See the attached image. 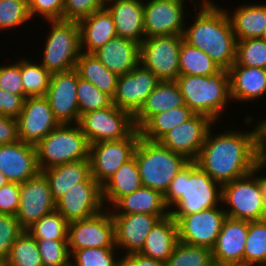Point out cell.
Wrapping results in <instances>:
<instances>
[{"instance_id":"6da1fadb","label":"cell","mask_w":266,"mask_h":266,"mask_svg":"<svg viewBox=\"0 0 266 266\" xmlns=\"http://www.w3.org/2000/svg\"><path fill=\"white\" fill-rule=\"evenodd\" d=\"M244 122L250 127L254 124L253 129L244 131L230 127L216 134L217 127H211L195 160L221 186L259 167V123L252 115L244 116Z\"/></svg>"},{"instance_id":"7a4b0ae2","label":"cell","mask_w":266,"mask_h":266,"mask_svg":"<svg viewBox=\"0 0 266 266\" xmlns=\"http://www.w3.org/2000/svg\"><path fill=\"white\" fill-rule=\"evenodd\" d=\"M193 9L195 16L188 14L193 21L186 22L184 40L207 53L221 69L228 70L236 60L237 40L226 9L214 0Z\"/></svg>"},{"instance_id":"3957f363","label":"cell","mask_w":266,"mask_h":266,"mask_svg":"<svg viewBox=\"0 0 266 266\" xmlns=\"http://www.w3.org/2000/svg\"><path fill=\"white\" fill-rule=\"evenodd\" d=\"M222 186L195 161H190L172 179L164 194L170 215H188L221 205Z\"/></svg>"},{"instance_id":"277c9868","label":"cell","mask_w":266,"mask_h":266,"mask_svg":"<svg viewBox=\"0 0 266 266\" xmlns=\"http://www.w3.org/2000/svg\"><path fill=\"white\" fill-rule=\"evenodd\" d=\"M175 81L185 105L195 114L220 122L231 103L228 70L220 69L209 76L180 75Z\"/></svg>"},{"instance_id":"5b68a950","label":"cell","mask_w":266,"mask_h":266,"mask_svg":"<svg viewBox=\"0 0 266 266\" xmlns=\"http://www.w3.org/2000/svg\"><path fill=\"white\" fill-rule=\"evenodd\" d=\"M262 173L257 167L222 185L221 204L227 217L249 222L266 219V175Z\"/></svg>"},{"instance_id":"8992f818","label":"cell","mask_w":266,"mask_h":266,"mask_svg":"<svg viewBox=\"0 0 266 266\" xmlns=\"http://www.w3.org/2000/svg\"><path fill=\"white\" fill-rule=\"evenodd\" d=\"M144 187L166 193L172 179L190 161L163 146L159 141L140 137L134 151Z\"/></svg>"},{"instance_id":"52a82bcc","label":"cell","mask_w":266,"mask_h":266,"mask_svg":"<svg viewBox=\"0 0 266 266\" xmlns=\"http://www.w3.org/2000/svg\"><path fill=\"white\" fill-rule=\"evenodd\" d=\"M50 25L41 59L38 61L51 74L76 68L81 53L80 28L77 21L46 20Z\"/></svg>"},{"instance_id":"ba28073f","label":"cell","mask_w":266,"mask_h":266,"mask_svg":"<svg viewBox=\"0 0 266 266\" xmlns=\"http://www.w3.org/2000/svg\"><path fill=\"white\" fill-rule=\"evenodd\" d=\"M35 147L40 171L89 159L90 143L78 124H60Z\"/></svg>"},{"instance_id":"9c48e42d","label":"cell","mask_w":266,"mask_h":266,"mask_svg":"<svg viewBox=\"0 0 266 266\" xmlns=\"http://www.w3.org/2000/svg\"><path fill=\"white\" fill-rule=\"evenodd\" d=\"M78 125L90 144L122 140L136 129L133 116L114 104L82 114Z\"/></svg>"},{"instance_id":"30bf717a","label":"cell","mask_w":266,"mask_h":266,"mask_svg":"<svg viewBox=\"0 0 266 266\" xmlns=\"http://www.w3.org/2000/svg\"><path fill=\"white\" fill-rule=\"evenodd\" d=\"M183 35L145 38L140 44L139 63L161 81H175L180 76L179 53Z\"/></svg>"},{"instance_id":"8fae6325","label":"cell","mask_w":266,"mask_h":266,"mask_svg":"<svg viewBox=\"0 0 266 266\" xmlns=\"http://www.w3.org/2000/svg\"><path fill=\"white\" fill-rule=\"evenodd\" d=\"M188 2V3H187ZM188 0H143L145 38L163 35H183L187 17ZM186 13V14H185Z\"/></svg>"},{"instance_id":"7c38bea8","label":"cell","mask_w":266,"mask_h":266,"mask_svg":"<svg viewBox=\"0 0 266 266\" xmlns=\"http://www.w3.org/2000/svg\"><path fill=\"white\" fill-rule=\"evenodd\" d=\"M177 224L179 241L212 249L224 219L227 217L222 204L188 215H170Z\"/></svg>"},{"instance_id":"4fadbf2b","label":"cell","mask_w":266,"mask_h":266,"mask_svg":"<svg viewBox=\"0 0 266 266\" xmlns=\"http://www.w3.org/2000/svg\"><path fill=\"white\" fill-rule=\"evenodd\" d=\"M140 137V131L135 129L122 140L90 144L91 176L102 186L125 162L133 157Z\"/></svg>"},{"instance_id":"5bb4252c","label":"cell","mask_w":266,"mask_h":266,"mask_svg":"<svg viewBox=\"0 0 266 266\" xmlns=\"http://www.w3.org/2000/svg\"><path fill=\"white\" fill-rule=\"evenodd\" d=\"M67 241L70 255L83 248H117L111 211L105 208L91 217L68 223Z\"/></svg>"},{"instance_id":"9a60e30c","label":"cell","mask_w":266,"mask_h":266,"mask_svg":"<svg viewBox=\"0 0 266 266\" xmlns=\"http://www.w3.org/2000/svg\"><path fill=\"white\" fill-rule=\"evenodd\" d=\"M55 209L68 223L91 217L105 209L102 186L90 175L67 191Z\"/></svg>"},{"instance_id":"2e32d148","label":"cell","mask_w":266,"mask_h":266,"mask_svg":"<svg viewBox=\"0 0 266 266\" xmlns=\"http://www.w3.org/2000/svg\"><path fill=\"white\" fill-rule=\"evenodd\" d=\"M217 124L210 117L195 114L188 121L168 131L159 142L171 151L195 161L202 149L208 131Z\"/></svg>"},{"instance_id":"e0dca14e","label":"cell","mask_w":266,"mask_h":266,"mask_svg":"<svg viewBox=\"0 0 266 266\" xmlns=\"http://www.w3.org/2000/svg\"><path fill=\"white\" fill-rule=\"evenodd\" d=\"M17 124L19 139L34 146L60 125L46 96L27 97Z\"/></svg>"},{"instance_id":"ac0fdd59","label":"cell","mask_w":266,"mask_h":266,"mask_svg":"<svg viewBox=\"0 0 266 266\" xmlns=\"http://www.w3.org/2000/svg\"><path fill=\"white\" fill-rule=\"evenodd\" d=\"M78 76L76 69L51 74L46 97L59 124H78L80 118L77 101Z\"/></svg>"},{"instance_id":"d6986e66","label":"cell","mask_w":266,"mask_h":266,"mask_svg":"<svg viewBox=\"0 0 266 266\" xmlns=\"http://www.w3.org/2000/svg\"><path fill=\"white\" fill-rule=\"evenodd\" d=\"M55 208L49 182L42 172L20 183V205L16 217L24 230Z\"/></svg>"},{"instance_id":"ffe728a7","label":"cell","mask_w":266,"mask_h":266,"mask_svg":"<svg viewBox=\"0 0 266 266\" xmlns=\"http://www.w3.org/2000/svg\"><path fill=\"white\" fill-rule=\"evenodd\" d=\"M160 81L139 63L131 72L119 76L112 103L134 116Z\"/></svg>"},{"instance_id":"44dd1931","label":"cell","mask_w":266,"mask_h":266,"mask_svg":"<svg viewBox=\"0 0 266 266\" xmlns=\"http://www.w3.org/2000/svg\"><path fill=\"white\" fill-rule=\"evenodd\" d=\"M169 215L152 214H112L114 222L115 246L121 256L139 253L153 226Z\"/></svg>"},{"instance_id":"7402d4cb","label":"cell","mask_w":266,"mask_h":266,"mask_svg":"<svg viewBox=\"0 0 266 266\" xmlns=\"http://www.w3.org/2000/svg\"><path fill=\"white\" fill-rule=\"evenodd\" d=\"M248 221L226 217L211 249L214 264L244 266Z\"/></svg>"},{"instance_id":"603a6c76","label":"cell","mask_w":266,"mask_h":266,"mask_svg":"<svg viewBox=\"0 0 266 266\" xmlns=\"http://www.w3.org/2000/svg\"><path fill=\"white\" fill-rule=\"evenodd\" d=\"M0 172L9 182L24 183L41 171L37 163L36 147L21 140L0 145Z\"/></svg>"},{"instance_id":"cb8c5ba5","label":"cell","mask_w":266,"mask_h":266,"mask_svg":"<svg viewBox=\"0 0 266 266\" xmlns=\"http://www.w3.org/2000/svg\"><path fill=\"white\" fill-rule=\"evenodd\" d=\"M105 8L113 17L117 36L139 44L143 42V0H106Z\"/></svg>"},{"instance_id":"d4e9b609","label":"cell","mask_w":266,"mask_h":266,"mask_svg":"<svg viewBox=\"0 0 266 266\" xmlns=\"http://www.w3.org/2000/svg\"><path fill=\"white\" fill-rule=\"evenodd\" d=\"M228 74L231 102L252 104L266 97V69L232 65Z\"/></svg>"},{"instance_id":"484cf974","label":"cell","mask_w":266,"mask_h":266,"mask_svg":"<svg viewBox=\"0 0 266 266\" xmlns=\"http://www.w3.org/2000/svg\"><path fill=\"white\" fill-rule=\"evenodd\" d=\"M101 63L118 76L131 72L140 58V44L116 36L93 53Z\"/></svg>"},{"instance_id":"4316f807","label":"cell","mask_w":266,"mask_h":266,"mask_svg":"<svg viewBox=\"0 0 266 266\" xmlns=\"http://www.w3.org/2000/svg\"><path fill=\"white\" fill-rule=\"evenodd\" d=\"M81 52L93 54L116 37V28L110 12L103 8L78 21Z\"/></svg>"},{"instance_id":"83f0119b","label":"cell","mask_w":266,"mask_h":266,"mask_svg":"<svg viewBox=\"0 0 266 266\" xmlns=\"http://www.w3.org/2000/svg\"><path fill=\"white\" fill-rule=\"evenodd\" d=\"M184 105V99L176 81H160L133 116L135 128L139 130L156 114Z\"/></svg>"},{"instance_id":"f1b7e54d","label":"cell","mask_w":266,"mask_h":266,"mask_svg":"<svg viewBox=\"0 0 266 266\" xmlns=\"http://www.w3.org/2000/svg\"><path fill=\"white\" fill-rule=\"evenodd\" d=\"M109 210L111 214L170 215L169 208L164 201V195L144 186L119 198Z\"/></svg>"},{"instance_id":"f546056e","label":"cell","mask_w":266,"mask_h":266,"mask_svg":"<svg viewBox=\"0 0 266 266\" xmlns=\"http://www.w3.org/2000/svg\"><path fill=\"white\" fill-rule=\"evenodd\" d=\"M233 11L226 9L236 40L262 38L266 31V3H242Z\"/></svg>"},{"instance_id":"4dcf8cb0","label":"cell","mask_w":266,"mask_h":266,"mask_svg":"<svg viewBox=\"0 0 266 266\" xmlns=\"http://www.w3.org/2000/svg\"><path fill=\"white\" fill-rule=\"evenodd\" d=\"M47 178L52 197L57 202L75 184L84 182L90 175L89 159L68 162L41 171Z\"/></svg>"},{"instance_id":"1f68e13d","label":"cell","mask_w":266,"mask_h":266,"mask_svg":"<svg viewBox=\"0 0 266 266\" xmlns=\"http://www.w3.org/2000/svg\"><path fill=\"white\" fill-rule=\"evenodd\" d=\"M179 242L176 221L169 215L160 219L148 234L140 254L166 262Z\"/></svg>"},{"instance_id":"d6a6232c","label":"cell","mask_w":266,"mask_h":266,"mask_svg":"<svg viewBox=\"0 0 266 266\" xmlns=\"http://www.w3.org/2000/svg\"><path fill=\"white\" fill-rule=\"evenodd\" d=\"M142 186L139 168L133 156L102 185L105 208L109 209L119 198L136 191Z\"/></svg>"},{"instance_id":"836d02e7","label":"cell","mask_w":266,"mask_h":266,"mask_svg":"<svg viewBox=\"0 0 266 266\" xmlns=\"http://www.w3.org/2000/svg\"><path fill=\"white\" fill-rule=\"evenodd\" d=\"M75 69L80 78L89 81L111 98L114 97L119 76L110 71L94 54L81 52Z\"/></svg>"},{"instance_id":"e575fe53","label":"cell","mask_w":266,"mask_h":266,"mask_svg":"<svg viewBox=\"0 0 266 266\" xmlns=\"http://www.w3.org/2000/svg\"><path fill=\"white\" fill-rule=\"evenodd\" d=\"M195 113L187 106H179L152 116L140 129L142 138L159 141L168 131L188 121Z\"/></svg>"},{"instance_id":"d590c367","label":"cell","mask_w":266,"mask_h":266,"mask_svg":"<svg viewBox=\"0 0 266 266\" xmlns=\"http://www.w3.org/2000/svg\"><path fill=\"white\" fill-rule=\"evenodd\" d=\"M180 75L209 76L221 68L202 50L187 43L184 38L179 53Z\"/></svg>"},{"instance_id":"8d00e7d4","label":"cell","mask_w":266,"mask_h":266,"mask_svg":"<svg viewBox=\"0 0 266 266\" xmlns=\"http://www.w3.org/2000/svg\"><path fill=\"white\" fill-rule=\"evenodd\" d=\"M22 84L27 97L46 96L51 73L38 60L36 63L28 58H21Z\"/></svg>"},{"instance_id":"74e56055","label":"cell","mask_w":266,"mask_h":266,"mask_svg":"<svg viewBox=\"0 0 266 266\" xmlns=\"http://www.w3.org/2000/svg\"><path fill=\"white\" fill-rule=\"evenodd\" d=\"M266 265V219L248 221L244 266Z\"/></svg>"},{"instance_id":"f35d334b","label":"cell","mask_w":266,"mask_h":266,"mask_svg":"<svg viewBox=\"0 0 266 266\" xmlns=\"http://www.w3.org/2000/svg\"><path fill=\"white\" fill-rule=\"evenodd\" d=\"M5 265L43 266L37 241L27 230L22 232L10 248Z\"/></svg>"},{"instance_id":"ab89813d","label":"cell","mask_w":266,"mask_h":266,"mask_svg":"<svg viewBox=\"0 0 266 266\" xmlns=\"http://www.w3.org/2000/svg\"><path fill=\"white\" fill-rule=\"evenodd\" d=\"M27 231L36 240H67L68 222L55 209L42 216Z\"/></svg>"},{"instance_id":"60d3db41","label":"cell","mask_w":266,"mask_h":266,"mask_svg":"<svg viewBox=\"0 0 266 266\" xmlns=\"http://www.w3.org/2000/svg\"><path fill=\"white\" fill-rule=\"evenodd\" d=\"M120 255L117 248H83L71 254L70 266H121Z\"/></svg>"},{"instance_id":"b9f144b4","label":"cell","mask_w":266,"mask_h":266,"mask_svg":"<svg viewBox=\"0 0 266 266\" xmlns=\"http://www.w3.org/2000/svg\"><path fill=\"white\" fill-rule=\"evenodd\" d=\"M165 263L166 266H212L214 264L211 249L187 245L180 241Z\"/></svg>"},{"instance_id":"7bdbcfd3","label":"cell","mask_w":266,"mask_h":266,"mask_svg":"<svg viewBox=\"0 0 266 266\" xmlns=\"http://www.w3.org/2000/svg\"><path fill=\"white\" fill-rule=\"evenodd\" d=\"M233 65L266 69V41L259 37L238 40Z\"/></svg>"},{"instance_id":"ee69618b","label":"cell","mask_w":266,"mask_h":266,"mask_svg":"<svg viewBox=\"0 0 266 266\" xmlns=\"http://www.w3.org/2000/svg\"><path fill=\"white\" fill-rule=\"evenodd\" d=\"M77 101L80 116L91 111L109 107L113 104L112 98L109 95L79 76L77 84Z\"/></svg>"},{"instance_id":"f6af8a7d","label":"cell","mask_w":266,"mask_h":266,"mask_svg":"<svg viewBox=\"0 0 266 266\" xmlns=\"http://www.w3.org/2000/svg\"><path fill=\"white\" fill-rule=\"evenodd\" d=\"M31 21L27 0H0V31L17 29Z\"/></svg>"},{"instance_id":"bcb514c9","label":"cell","mask_w":266,"mask_h":266,"mask_svg":"<svg viewBox=\"0 0 266 266\" xmlns=\"http://www.w3.org/2000/svg\"><path fill=\"white\" fill-rule=\"evenodd\" d=\"M43 266H70L67 240H36Z\"/></svg>"},{"instance_id":"7dc6e473","label":"cell","mask_w":266,"mask_h":266,"mask_svg":"<svg viewBox=\"0 0 266 266\" xmlns=\"http://www.w3.org/2000/svg\"><path fill=\"white\" fill-rule=\"evenodd\" d=\"M24 229L16 216L0 214V260L6 262L10 248Z\"/></svg>"},{"instance_id":"c3c4849f","label":"cell","mask_w":266,"mask_h":266,"mask_svg":"<svg viewBox=\"0 0 266 266\" xmlns=\"http://www.w3.org/2000/svg\"><path fill=\"white\" fill-rule=\"evenodd\" d=\"M106 0H64L63 19L79 21L105 8Z\"/></svg>"},{"instance_id":"681fc988","label":"cell","mask_w":266,"mask_h":266,"mask_svg":"<svg viewBox=\"0 0 266 266\" xmlns=\"http://www.w3.org/2000/svg\"><path fill=\"white\" fill-rule=\"evenodd\" d=\"M0 89L25 98L21 76V57L12 64H0Z\"/></svg>"},{"instance_id":"f907efd6","label":"cell","mask_w":266,"mask_h":266,"mask_svg":"<svg viewBox=\"0 0 266 266\" xmlns=\"http://www.w3.org/2000/svg\"><path fill=\"white\" fill-rule=\"evenodd\" d=\"M28 9L31 19H34L37 15L40 19L46 20H62L64 0H27Z\"/></svg>"},{"instance_id":"816d5d0a","label":"cell","mask_w":266,"mask_h":266,"mask_svg":"<svg viewBox=\"0 0 266 266\" xmlns=\"http://www.w3.org/2000/svg\"><path fill=\"white\" fill-rule=\"evenodd\" d=\"M20 205V183L8 182L0 187V214L16 216Z\"/></svg>"},{"instance_id":"f5cc1de1","label":"cell","mask_w":266,"mask_h":266,"mask_svg":"<svg viewBox=\"0 0 266 266\" xmlns=\"http://www.w3.org/2000/svg\"><path fill=\"white\" fill-rule=\"evenodd\" d=\"M24 100L21 95L0 89V114L17 118L23 109Z\"/></svg>"},{"instance_id":"db71d44e","label":"cell","mask_w":266,"mask_h":266,"mask_svg":"<svg viewBox=\"0 0 266 266\" xmlns=\"http://www.w3.org/2000/svg\"><path fill=\"white\" fill-rule=\"evenodd\" d=\"M17 118L0 114V145L19 141Z\"/></svg>"},{"instance_id":"11a10c76","label":"cell","mask_w":266,"mask_h":266,"mask_svg":"<svg viewBox=\"0 0 266 266\" xmlns=\"http://www.w3.org/2000/svg\"><path fill=\"white\" fill-rule=\"evenodd\" d=\"M121 266H166V263L140 253H131L122 256Z\"/></svg>"},{"instance_id":"9f6ffc18","label":"cell","mask_w":266,"mask_h":266,"mask_svg":"<svg viewBox=\"0 0 266 266\" xmlns=\"http://www.w3.org/2000/svg\"><path fill=\"white\" fill-rule=\"evenodd\" d=\"M259 167L264 171L266 175V145H259Z\"/></svg>"},{"instance_id":"6f0895ef","label":"cell","mask_w":266,"mask_h":266,"mask_svg":"<svg viewBox=\"0 0 266 266\" xmlns=\"http://www.w3.org/2000/svg\"><path fill=\"white\" fill-rule=\"evenodd\" d=\"M260 127L259 145H266V118L258 120Z\"/></svg>"},{"instance_id":"680465c9","label":"cell","mask_w":266,"mask_h":266,"mask_svg":"<svg viewBox=\"0 0 266 266\" xmlns=\"http://www.w3.org/2000/svg\"><path fill=\"white\" fill-rule=\"evenodd\" d=\"M9 181L6 179V177L0 172V187L8 183Z\"/></svg>"},{"instance_id":"91938a15","label":"cell","mask_w":266,"mask_h":266,"mask_svg":"<svg viewBox=\"0 0 266 266\" xmlns=\"http://www.w3.org/2000/svg\"><path fill=\"white\" fill-rule=\"evenodd\" d=\"M190 2H194L196 1V4H203V3H207V2H210V1H213V0H189ZM201 2V3H200Z\"/></svg>"},{"instance_id":"94428289","label":"cell","mask_w":266,"mask_h":266,"mask_svg":"<svg viewBox=\"0 0 266 266\" xmlns=\"http://www.w3.org/2000/svg\"><path fill=\"white\" fill-rule=\"evenodd\" d=\"M0 266H6L5 265V262H3V261L0 260Z\"/></svg>"},{"instance_id":"6125c7cd","label":"cell","mask_w":266,"mask_h":266,"mask_svg":"<svg viewBox=\"0 0 266 266\" xmlns=\"http://www.w3.org/2000/svg\"><path fill=\"white\" fill-rule=\"evenodd\" d=\"M262 38L266 41V31H265V34Z\"/></svg>"},{"instance_id":"be15d7a7","label":"cell","mask_w":266,"mask_h":266,"mask_svg":"<svg viewBox=\"0 0 266 266\" xmlns=\"http://www.w3.org/2000/svg\"><path fill=\"white\" fill-rule=\"evenodd\" d=\"M212 266H226V265L213 264Z\"/></svg>"}]
</instances>
